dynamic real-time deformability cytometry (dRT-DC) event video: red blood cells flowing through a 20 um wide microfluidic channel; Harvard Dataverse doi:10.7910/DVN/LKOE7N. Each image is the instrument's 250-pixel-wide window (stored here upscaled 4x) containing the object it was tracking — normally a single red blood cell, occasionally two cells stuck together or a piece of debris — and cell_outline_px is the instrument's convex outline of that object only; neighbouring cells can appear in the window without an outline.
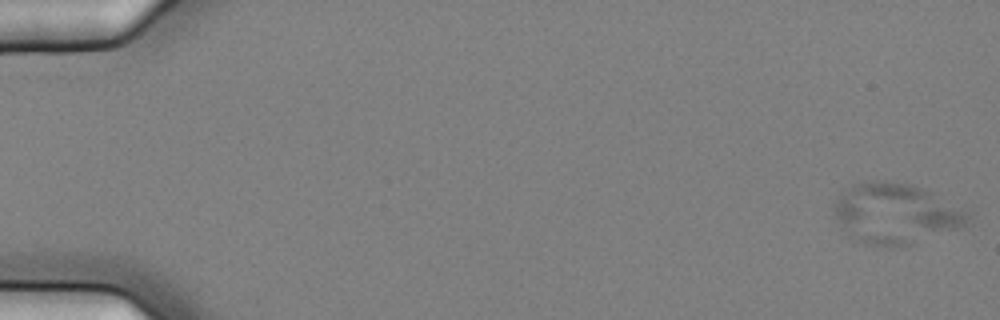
{"species": "common noctule bat (a hibernating species)", "species_latin": "Nyctalus noctula", "temperature_condition": "cold", "stored_images_in_passage": 6, "camera_frame_rate_fps": 3000, "um_per_image_px": 0.085, "animal": {"sex": "female", "body_mass_g": 25.1}, "frame": {"image": 1, "passage_image": 1, "time_ms": 0.0, "image_size_px": [1000, 320], "cell_outline_px": [[972, 216], [964, 224], [956, 228], [908, 244], [888, 248], [868, 244], [856, 240], [848, 236], [836, 216], [832, 208], [832, 204], [840, 192], [852, 184], [872, 180], [884, 180], [908, 184], [932, 192]], "centroid_in_image_um": [76.01, 18.13], "position_along_channel_um": 9.0, "area_um2": 46.41}}